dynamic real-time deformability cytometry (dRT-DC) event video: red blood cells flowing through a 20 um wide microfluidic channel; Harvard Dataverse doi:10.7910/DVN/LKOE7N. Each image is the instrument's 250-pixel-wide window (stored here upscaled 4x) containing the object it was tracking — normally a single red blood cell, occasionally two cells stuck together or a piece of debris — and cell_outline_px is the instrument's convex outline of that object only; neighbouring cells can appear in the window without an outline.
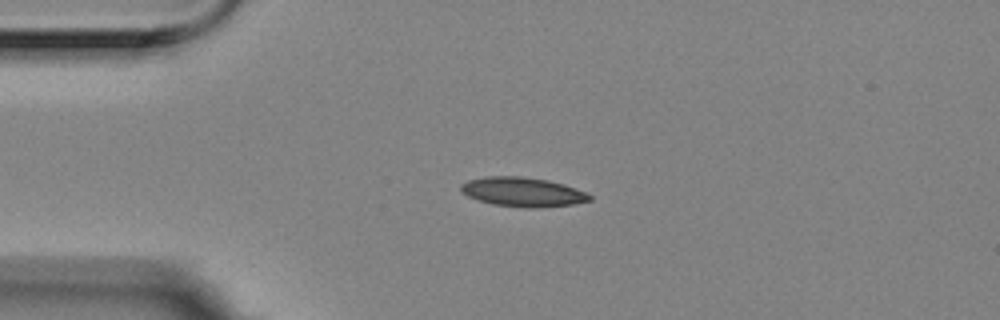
{"species": "Egyptian fruit bat (a non-hibernating species)", "species_latin": "Rousettus aegyptiacus", "temperature_condition": "room temperature", "stored_images_in_passage": 3, "camera_frame_rate_fps": 3000, "um_per_image_px": 0.085, "animal": {"sex": "female"}, "frame": {"image": 1, "passage_image": 2, "time_ms": 0.333, "image_size_px": [1000, 320], "cell_outline_px": [[592, 200], [572, 204], [536, 208], [528, 208], [492, 204], [468, 196], [460, 192], [460, 184], [468, 180], [484, 176], [520, 176], [548, 180], [564, 184], [588, 192], [592, 196]], "centroid_in_image_um": [44.43, 16.31], "position_along_channel_um": 40.6, "area_um2": 22.14}}